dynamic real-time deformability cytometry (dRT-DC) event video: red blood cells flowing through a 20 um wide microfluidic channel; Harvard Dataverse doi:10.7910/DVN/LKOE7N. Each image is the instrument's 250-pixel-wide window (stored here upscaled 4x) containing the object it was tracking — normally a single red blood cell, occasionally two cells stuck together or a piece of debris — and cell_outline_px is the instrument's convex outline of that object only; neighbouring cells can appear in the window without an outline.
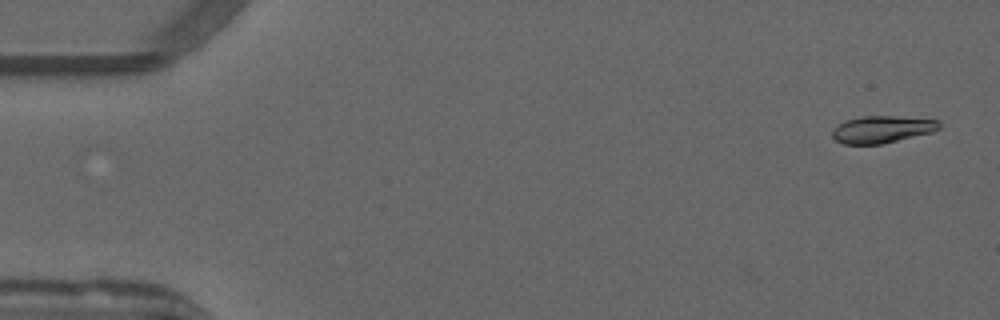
{"species": "common noctule bat (a hibernating species)", "species_latin": "Nyctalus noctula", "temperature_condition": "warm", "stored_images_in_passage": 52, "camera_frame_rate_fps": 3000, "um_per_image_px": 0.085, "animal": {"sex": "male", "forearm_length_mm": 52.5}, "frame": {"image": 1, "passage_image": 2, "time_ms": 0.333, "image_size_px": [1000, 320], "cell_outline_px": [[940, 128], [932, 132], [880, 144], [844, 144], [836, 140], [832, 136], [832, 128], [844, 120], [864, 116], [896, 116], [940, 120]], "centroid_in_image_um": [74.95, 10.98], "position_along_channel_um": 10.1, "area_um2": 16.88}}
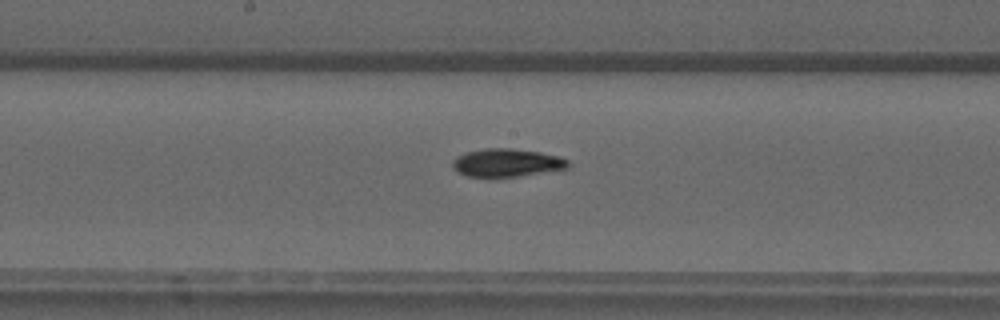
{"frame": {"image": 2, "passage_image": 27, "time_ms": 8.667, "image_size_px": [1000, 320], "cell_outline_px": [[568, 168], [520, 176], [468, 176], [452, 168], [452, 160], [456, 156], [464, 152], [484, 148], [512, 148], [540, 152], [560, 156], [568, 160]], "centroid_in_image_um": [43.06, 13.81], "position_along_channel_um": 205.1, "area_um2": 18.84}}
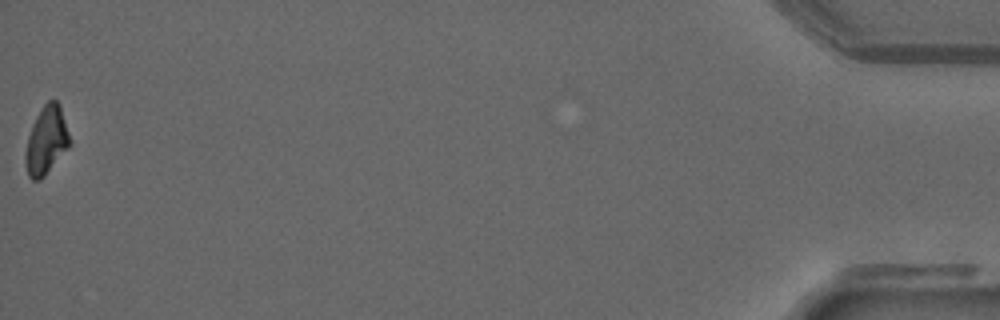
{"frame": {"image": 3, "passage_image": 52, "time_ms": 17.0, "image_size_px": [1000, 320], "cell_outline_px": [[72, 144], [44, 176], [40, 180], [32, 180], [28, 176], [24, 164], [24, 156], [28, 136], [32, 124], [36, 116], [44, 104], [48, 100], [56, 100], [60, 104], [72, 140]], "centroid_in_image_um": [3.95, 11.94], "position_along_channel_um": 431.2, "area_um2": 17.92}, "authors_computed_cell_mechanics": {"area_um2": 18.2648, "velocity_mm_per_s": 3.9389, "shape_relaxation_time_tau1_ms": 4.128, "shape_relaxation_time_tau2_ms": null, "deformation_change_tau1": 0.1392, "deformation_change_tau2": null}}